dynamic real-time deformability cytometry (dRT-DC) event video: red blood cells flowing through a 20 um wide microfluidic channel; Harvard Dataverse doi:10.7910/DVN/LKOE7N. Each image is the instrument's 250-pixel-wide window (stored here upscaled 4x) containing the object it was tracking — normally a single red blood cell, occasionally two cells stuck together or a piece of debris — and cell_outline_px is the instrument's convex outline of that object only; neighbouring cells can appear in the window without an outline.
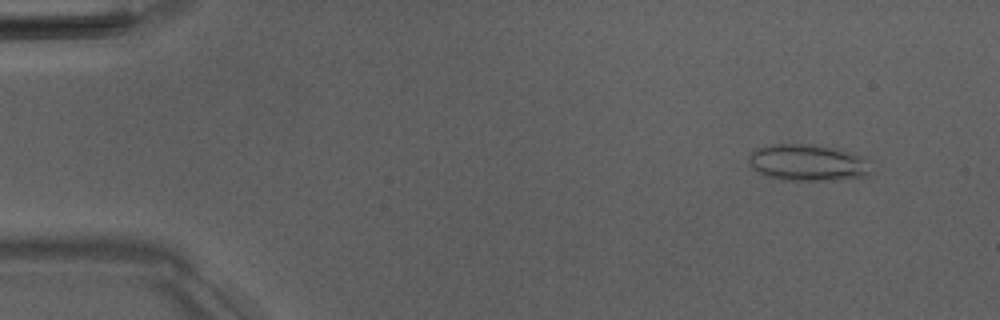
{"species": "Egyptian fruit bat (a non-hibernating species)", "species_latin": "Rousettus aegyptiacus", "temperature_condition": "room temperature", "stored_images_in_passage": 49, "camera_frame_rate_fps": 3000, "um_per_image_px": 0.085, "animal": {"sex": "male"}, "frame": {"image": 1, "passage_image": 2, "time_ms": 0.333, "image_size_px": [1000, 320], "cell_outline_px": [[868, 176], [840, 180], [784, 180], [768, 176], [760, 172], [748, 160], [748, 156], [756, 148], [772, 144], [812, 144], [840, 148], [852, 152], [868, 160]], "centroid_in_image_um": [68.69, 13.81], "position_along_channel_um": 16.3, "area_um2": 26.01}}
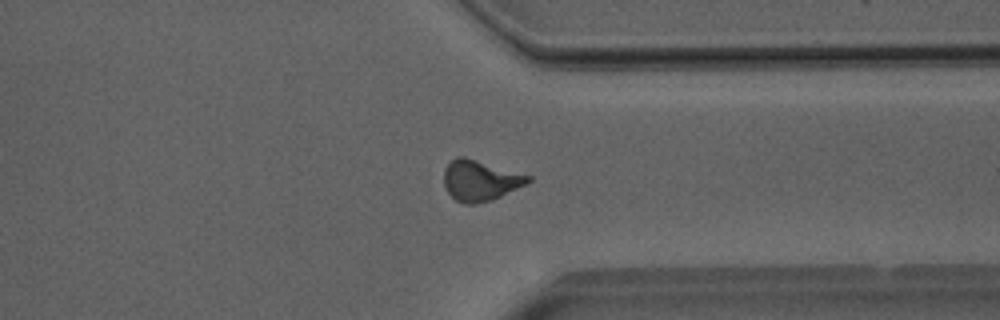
{"frame": {"image": 2, "passage_image": 37, "time_ms": 12.0, "image_size_px": [1000, 320], "cell_outline_px": [[532, 180], [492, 200], [476, 204], [464, 204], [456, 200], [444, 188], [444, 168], [456, 156], [464, 156], [532, 176]], "centroid_in_image_um": [40.78, 15.33], "position_along_channel_um": 370.6, "area_um2": 19.83}}
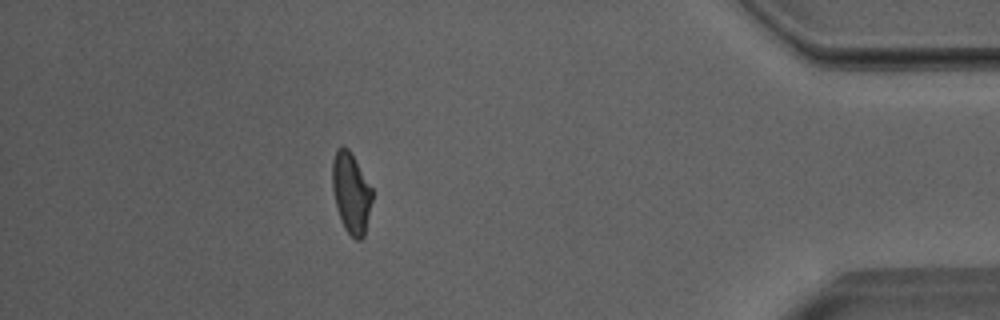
{"frame": {"image": 3, "passage_image": 43, "time_ms": 14.0, "image_size_px": [1000, 320], "cell_outline_px": [[372, 200], [364, 236], [360, 240], [356, 240], [344, 228], [336, 204], [332, 188], [332, 160], [336, 148], [348, 148], [372, 188]], "centroid_in_image_um": [29.84, 16.39], "position_along_channel_um": 405.4, "area_um2": 18.44}, "authors_computed_cell_mechanics": {"area_um2": 19.5364, "velocity_mm_per_s": 4.0056, "shape_relaxation_time_tau1_ms": null, "shape_relaxation_time_tau2_ms": 2.1705, "deformation_change_tau1": null, "deformation_change_tau2": 0.093}}